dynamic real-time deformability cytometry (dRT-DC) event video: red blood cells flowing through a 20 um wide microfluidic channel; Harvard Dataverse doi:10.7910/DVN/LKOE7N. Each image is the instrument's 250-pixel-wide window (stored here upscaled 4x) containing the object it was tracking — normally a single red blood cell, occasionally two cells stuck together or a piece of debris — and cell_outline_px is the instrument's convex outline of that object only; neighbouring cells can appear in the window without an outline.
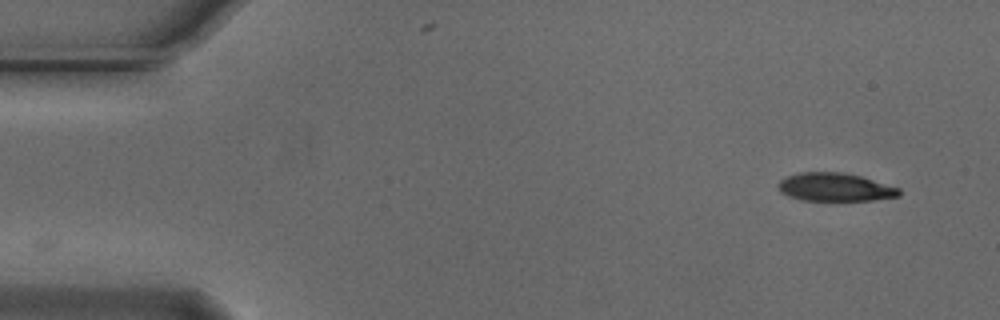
{"species": "Egyptian fruit bat (a non-hibernating species)", "species_latin": "Rousettus aegyptiacus", "temperature_condition": "cold", "stored_images_in_passage": 34, "camera_frame_rate_fps": 3000, "um_per_image_px": 0.085, "animal": {"sex": "male"}, "frame": {"image": 1, "passage_image": 1, "time_ms": 0.0, "image_size_px": [1000, 320], "cell_outline_px": [[900, 196], [872, 200], [800, 200], [788, 196], [780, 192], [776, 188], [776, 184], [780, 180], [788, 176], [804, 172], [840, 172], [860, 176], [900, 188]], "centroid_in_image_um": [70.94, 15.91], "position_along_channel_um": 14.1, "area_um2": 19.83}}
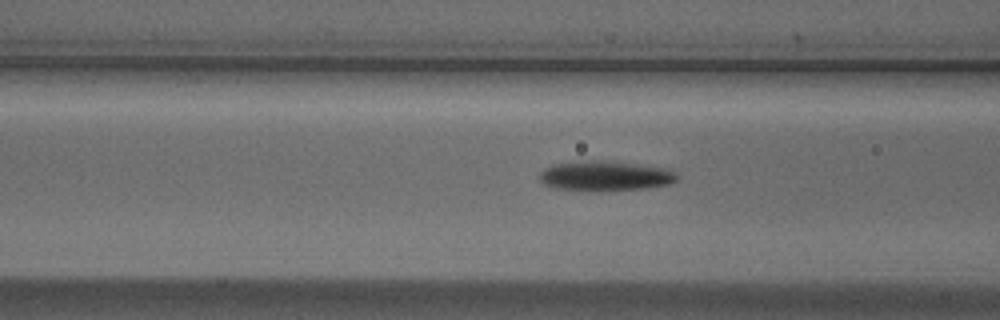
{"frame": {"image": 2, "passage_image": 18, "time_ms": 5.667, "image_size_px": [1000, 320], "cell_outline_px": [[680, 176], [672, 184], [644, 188], [600, 192], [556, 188], [544, 184], [540, 180], [540, 172], [544, 168], [552, 164], [588, 160], [600, 160], [672, 168]], "centroid_in_image_um": [51.49, 14.96], "position_along_channel_um": 115.1, "area_um2": 24.45}}
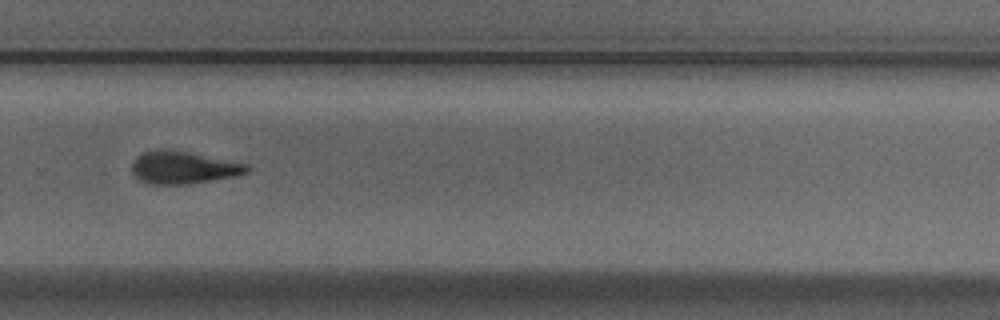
{"frame": {"image": 3, "passage_image": 34, "time_ms": 11.0, "image_size_px": [1000, 320], "cell_outline_px": [[252, 168], [248, 172], [236, 176], [184, 184], [152, 184], [140, 180], [132, 172], [132, 164], [136, 156], [144, 152], [160, 148], [184, 152], [248, 164]], "centroid_in_image_um": [15.57, 14.24], "position_along_channel_um": 314.2, "area_um2": 21.39}}